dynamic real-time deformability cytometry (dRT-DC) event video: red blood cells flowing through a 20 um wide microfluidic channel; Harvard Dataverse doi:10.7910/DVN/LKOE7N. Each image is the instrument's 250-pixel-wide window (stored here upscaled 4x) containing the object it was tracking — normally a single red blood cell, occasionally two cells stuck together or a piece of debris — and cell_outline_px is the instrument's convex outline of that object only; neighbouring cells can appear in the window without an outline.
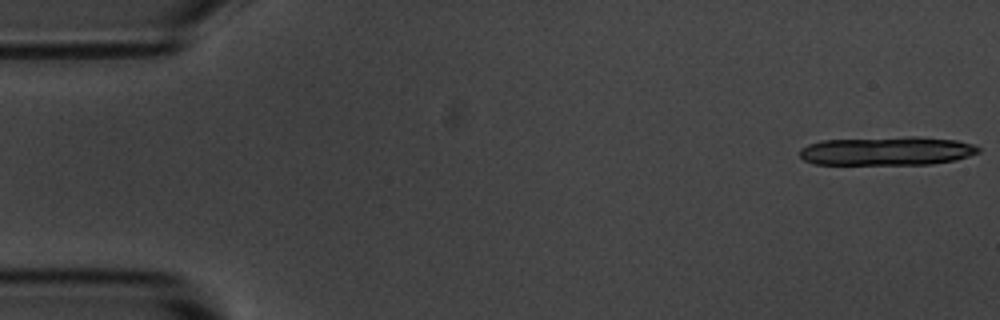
{"species": "common noctule bat (a hibernating species)", "species_latin": "Nyctalus noctula", "temperature_condition": "room temperature", "stored_images_in_passage": 6, "camera_frame_rate_fps": 3000, "um_per_image_px": 0.085, "animal": {"sex": "male", "body_mass_g": 20.1, "forearm_length_mm": 53.5}, "frame": {"image": 1, "passage_image": 1, "time_ms": 0.0, "image_size_px": [1000, 320], "cell_outline_px": [[980, 152], [956, 160], [932, 164], [816, 164], [804, 160], [800, 156], [800, 148], [808, 144], [820, 140], [908, 136], [920, 136], [956, 140], [972, 144], [980, 148]], "centroid_in_image_um": [75.4, 12.82], "position_along_channel_um": 9.6, "area_um2": 30.17}}
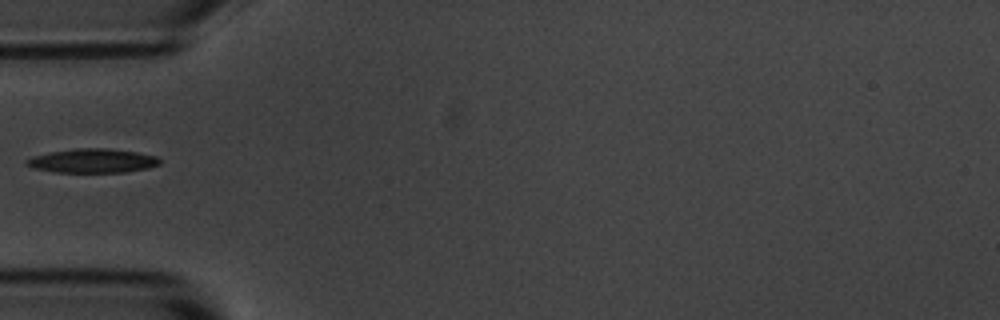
{"frame": {"image": 2, "passage_image": 6, "time_ms": 5.667, "image_size_px": [1000, 320], "cell_outline_px": [[160, 164], [148, 168], [124, 172], [56, 172], [36, 168], [24, 164], [24, 160], [36, 156], [52, 152], [76, 148], [104, 148], [136, 152], [156, 156], [160, 160]], "centroid_in_image_um": [7.89, 13.67], "position_along_channel_um": 77.1, "area_um2": 18.38}}